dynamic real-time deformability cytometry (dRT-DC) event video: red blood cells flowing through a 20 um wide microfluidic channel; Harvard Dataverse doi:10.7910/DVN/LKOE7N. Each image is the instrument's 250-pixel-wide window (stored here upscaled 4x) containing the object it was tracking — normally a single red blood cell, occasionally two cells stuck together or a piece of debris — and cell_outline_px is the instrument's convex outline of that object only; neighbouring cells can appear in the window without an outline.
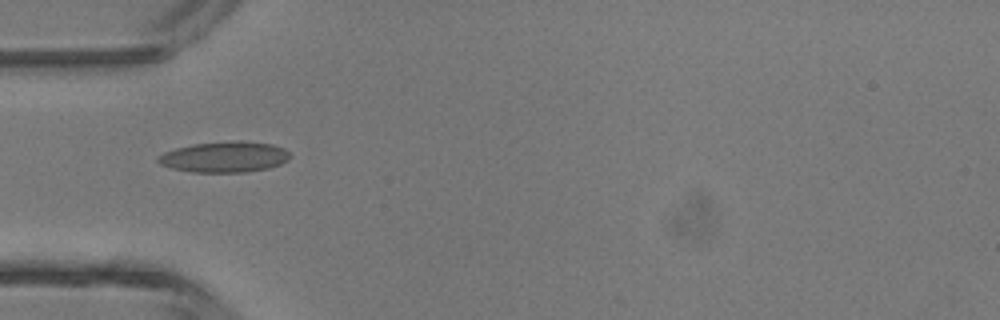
{"species": "common noctule bat (a hibernating species)", "species_latin": "Nyctalus noctula", "temperature_condition": "room temperature", "stored_images_in_passage": 4, "camera_frame_rate_fps": 3000, "um_per_image_px": 0.085, "animal": {"sex": "male", "body_mass_g": 13.3}, "frame": {"image": 1, "passage_image": 3, "time_ms": 0.667, "image_size_px": [1000, 320], "cell_outline_px": [[288, 160], [280, 164], [268, 168], [244, 172], [192, 172], [172, 168], [160, 164], [156, 160], [156, 156], [164, 152], [176, 148], [192, 144], [236, 140], [240, 140], [272, 144], [284, 148], [288, 152]], "centroid_in_image_um": [19.05, 13.33], "position_along_channel_um": 65.9, "area_um2": 23.7}}
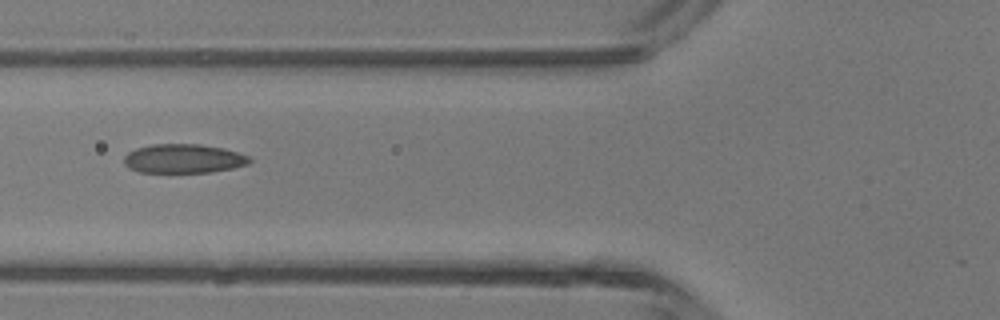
{"frame": {"image": 2, "passage_image": 4, "time_ms": 1.0, "image_size_px": [1000, 320], "cell_outline_px": [[252, 160], [248, 164], [232, 168], [208, 172], [140, 172], [128, 168], [124, 164], [124, 156], [128, 152], [136, 148], [152, 144], [200, 144], [224, 148], [248, 156]], "centroid_in_image_um": [15.57, 13.48], "position_along_channel_um": 110.2, "area_um2": 21.21}}